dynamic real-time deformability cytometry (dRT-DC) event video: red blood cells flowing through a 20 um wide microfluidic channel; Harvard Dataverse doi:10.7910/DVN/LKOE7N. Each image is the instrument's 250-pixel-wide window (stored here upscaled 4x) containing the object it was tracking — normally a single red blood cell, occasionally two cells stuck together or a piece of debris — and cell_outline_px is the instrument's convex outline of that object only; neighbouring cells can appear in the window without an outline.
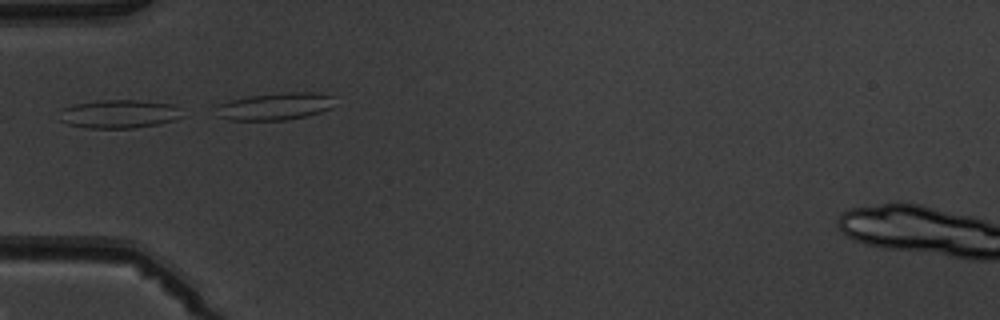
{"species": "common noctule bat (a hibernating species)", "species_latin": "Nyctalus noctula", "temperature_condition": "warm", "stored_images_in_passage": 6, "camera_frame_rate_fps": 3000, "um_per_image_px": 0.085, "animal": {"sex": "male", "body_mass_g": 19.5, "forearm_length_mm": 54.6}, "frame": {"image": 1, "passage_image": 5, "time_ms": 4.667, "image_size_px": [1000, 320], "cell_outline_px": [[184, 116], [176, 120], [156, 124], [132, 128], [88, 128], [68, 124], [60, 120], [60, 108], [76, 104], [104, 100], [140, 100], [176, 104]], "centroid_in_image_um": [10.16, 9.68], "position_along_channel_um": 74.8, "area_um2": 20.46}}